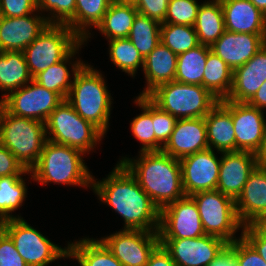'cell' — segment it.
Wrapping results in <instances>:
<instances>
[{
  "mask_svg": "<svg viewBox=\"0 0 266 266\" xmlns=\"http://www.w3.org/2000/svg\"><path fill=\"white\" fill-rule=\"evenodd\" d=\"M266 44V34L225 31L211 45V51L234 71L248 62Z\"/></svg>",
  "mask_w": 266,
  "mask_h": 266,
  "instance_id": "obj_19",
  "label": "cell"
},
{
  "mask_svg": "<svg viewBox=\"0 0 266 266\" xmlns=\"http://www.w3.org/2000/svg\"><path fill=\"white\" fill-rule=\"evenodd\" d=\"M123 266H145L160 244L158 232L122 229L100 239Z\"/></svg>",
  "mask_w": 266,
  "mask_h": 266,
  "instance_id": "obj_13",
  "label": "cell"
},
{
  "mask_svg": "<svg viewBox=\"0 0 266 266\" xmlns=\"http://www.w3.org/2000/svg\"><path fill=\"white\" fill-rule=\"evenodd\" d=\"M161 43L177 55L200 45L193 26L169 23H161Z\"/></svg>",
  "mask_w": 266,
  "mask_h": 266,
  "instance_id": "obj_38",
  "label": "cell"
},
{
  "mask_svg": "<svg viewBox=\"0 0 266 266\" xmlns=\"http://www.w3.org/2000/svg\"><path fill=\"white\" fill-rule=\"evenodd\" d=\"M193 27L199 43L211 47L226 31L220 0L201 3Z\"/></svg>",
  "mask_w": 266,
  "mask_h": 266,
  "instance_id": "obj_26",
  "label": "cell"
},
{
  "mask_svg": "<svg viewBox=\"0 0 266 266\" xmlns=\"http://www.w3.org/2000/svg\"><path fill=\"white\" fill-rule=\"evenodd\" d=\"M138 10L133 2L112 1L96 27L108 40L128 38Z\"/></svg>",
  "mask_w": 266,
  "mask_h": 266,
  "instance_id": "obj_27",
  "label": "cell"
},
{
  "mask_svg": "<svg viewBox=\"0 0 266 266\" xmlns=\"http://www.w3.org/2000/svg\"><path fill=\"white\" fill-rule=\"evenodd\" d=\"M0 266H28L10 236L0 227Z\"/></svg>",
  "mask_w": 266,
  "mask_h": 266,
  "instance_id": "obj_43",
  "label": "cell"
},
{
  "mask_svg": "<svg viewBox=\"0 0 266 266\" xmlns=\"http://www.w3.org/2000/svg\"><path fill=\"white\" fill-rule=\"evenodd\" d=\"M252 225L266 237V214L260 216Z\"/></svg>",
  "mask_w": 266,
  "mask_h": 266,
  "instance_id": "obj_52",
  "label": "cell"
},
{
  "mask_svg": "<svg viewBox=\"0 0 266 266\" xmlns=\"http://www.w3.org/2000/svg\"><path fill=\"white\" fill-rule=\"evenodd\" d=\"M210 149L218 153L236 151V137L231 112L219 101L204 117Z\"/></svg>",
  "mask_w": 266,
  "mask_h": 266,
  "instance_id": "obj_25",
  "label": "cell"
},
{
  "mask_svg": "<svg viewBox=\"0 0 266 266\" xmlns=\"http://www.w3.org/2000/svg\"><path fill=\"white\" fill-rule=\"evenodd\" d=\"M147 97L177 119L205 117L219 102V99L202 85L175 80L159 85Z\"/></svg>",
  "mask_w": 266,
  "mask_h": 266,
  "instance_id": "obj_6",
  "label": "cell"
},
{
  "mask_svg": "<svg viewBox=\"0 0 266 266\" xmlns=\"http://www.w3.org/2000/svg\"><path fill=\"white\" fill-rule=\"evenodd\" d=\"M196 203L204 232L223 239L228 244L237 240L235 233L243 228L235 200L217 189L198 192L190 196Z\"/></svg>",
  "mask_w": 266,
  "mask_h": 266,
  "instance_id": "obj_8",
  "label": "cell"
},
{
  "mask_svg": "<svg viewBox=\"0 0 266 266\" xmlns=\"http://www.w3.org/2000/svg\"><path fill=\"white\" fill-rule=\"evenodd\" d=\"M96 180L92 177L93 192L122 216L124 229L158 232L160 209L122 163L107 178Z\"/></svg>",
  "mask_w": 266,
  "mask_h": 266,
  "instance_id": "obj_1",
  "label": "cell"
},
{
  "mask_svg": "<svg viewBox=\"0 0 266 266\" xmlns=\"http://www.w3.org/2000/svg\"><path fill=\"white\" fill-rule=\"evenodd\" d=\"M3 108H4L3 99H0V116H1V112H2Z\"/></svg>",
  "mask_w": 266,
  "mask_h": 266,
  "instance_id": "obj_54",
  "label": "cell"
},
{
  "mask_svg": "<svg viewBox=\"0 0 266 266\" xmlns=\"http://www.w3.org/2000/svg\"><path fill=\"white\" fill-rule=\"evenodd\" d=\"M68 257L76 259L80 266H123L99 239L83 238L68 243Z\"/></svg>",
  "mask_w": 266,
  "mask_h": 266,
  "instance_id": "obj_29",
  "label": "cell"
},
{
  "mask_svg": "<svg viewBox=\"0 0 266 266\" xmlns=\"http://www.w3.org/2000/svg\"><path fill=\"white\" fill-rule=\"evenodd\" d=\"M109 58L118 69L135 77L138 67L143 68L144 58L128 38L108 40Z\"/></svg>",
  "mask_w": 266,
  "mask_h": 266,
  "instance_id": "obj_37",
  "label": "cell"
},
{
  "mask_svg": "<svg viewBox=\"0 0 266 266\" xmlns=\"http://www.w3.org/2000/svg\"><path fill=\"white\" fill-rule=\"evenodd\" d=\"M118 163L137 179L159 209L186 196L180 161L163 151L139 152L138 158L125 156Z\"/></svg>",
  "mask_w": 266,
  "mask_h": 266,
  "instance_id": "obj_2",
  "label": "cell"
},
{
  "mask_svg": "<svg viewBox=\"0 0 266 266\" xmlns=\"http://www.w3.org/2000/svg\"><path fill=\"white\" fill-rule=\"evenodd\" d=\"M30 173L0 141V177L23 176Z\"/></svg>",
  "mask_w": 266,
  "mask_h": 266,
  "instance_id": "obj_46",
  "label": "cell"
},
{
  "mask_svg": "<svg viewBox=\"0 0 266 266\" xmlns=\"http://www.w3.org/2000/svg\"><path fill=\"white\" fill-rule=\"evenodd\" d=\"M220 2L227 31L266 34V16L250 0H220Z\"/></svg>",
  "mask_w": 266,
  "mask_h": 266,
  "instance_id": "obj_23",
  "label": "cell"
},
{
  "mask_svg": "<svg viewBox=\"0 0 266 266\" xmlns=\"http://www.w3.org/2000/svg\"><path fill=\"white\" fill-rule=\"evenodd\" d=\"M0 227L13 240L16 250L28 266H47L61 258H68V247L61 248L30 226L23 218L0 222Z\"/></svg>",
  "mask_w": 266,
  "mask_h": 266,
  "instance_id": "obj_10",
  "label": "cell"
},
{
  "mask_svg": "<svg viewBox=\"0 0 266 266\" xmlns=\"http://www.w3.org/2000/svg\"><path fill=\"white\" fill-rule=\"evenodd\" d=\"M112 1H118V2H133L134 0H112Z\"/></svg>",
  "mask_w": 266,
  "mask_h": 266,
  "instance_id": "obj_55",
  "label": "cell"
},
{
  "mask_svg": "<svg viewBox=\"0 0 266 266\" xmlns=\"http://www.w3.org/2000/svg\"><path fill=\"white\" fill-rule=\"evenodd\" d=\"M209 148L204 117L177 119L162 151L178 160Z\"/></svg>",
  "mask_w": 266,
  "mask_h": 266,
  "instance_id": "obj_20",
  "label": "cell"
},
{
  "mask_svg": "<svg viewBox=\"0 0 266 266\" xmlns=\"http://www.w3.org/2000/svg\"><path fill=\"white\" fill-rule=\"evenodd\" d=\"M40 14L0 16V52H23L50 25L47 18Z\"/></svg>",
  "mask_w": 266,
  "mask_h": 266,
  "instance_id": "obj_17",
  "label": "cell"
},
{
  "mask_svg": "<svg viewBox=\"0 0 266 266\" xmlns=\"http://www.w3.org/2000/svg\"><path fill=\"white\" fill-rule=\"evenodd\" d=\"M247 103L261 110L266 108V81Z\"/></svg>",
  "mask_w": 266,
  "mask_h": 266,
  "instance_id": "obj_50",
  "label": "cell"
},
{
  "mask_svg": "<svg viewBox=\"0 0 266 266\" xmlns=\"http://www.w3.org/2000/svg\"><path fill=\"white\" fill-rule=\"evenodd\" d=\"M241 236L266 262V237L263 236L252 224L245 225L242 228Z\"/></svg>",
  "mask_w": 266,
  "mask_h": 266,
  "instance_id": "obj_47",
  "label": "cell"
},
{
  "mask_svg": "<svg viewBox=\"0 0 266 266\" xmlns=\"http://www.w3.org/2000/svg\"><path fill=\"white\" fill-rule=\"evenodd\" d=\"M266 16V0H250Z\"/></svg>",
  "mask_w": 266,
  "mask_h": 266,
  "instance_id": "obj_53",
  "label": "cell"
},
{
  "mask_svg": "<svg viewBox=\"0 0 266 266\" xmlns=\"http://www.w3.org/2000/svg\"><path fill=\"white\" fill-rule=\"evenodd\" d=\"M83 44H85L84 41H82L65 59L35 75L33 80L47 90L58 93L66 100L73 82L70 79L71 74L67 64H72L70 60L78 53L79 48L81 49Z\"/></svg>",
  "mask_w": 266,
  "mask_h": 266,
  "instance_id": "obj_33",
  "label": "cell"
},
{
  "mask_svg": "<svg viewBox=\"0 0 266 266\" xmlns=\"http://www.w3.org/2000/svg\"><path fill=\"white\" fill-rule=\"evenodd\" d=\"M152 121L155 132V151H162L171 137L177 118L152 102Z\"/></svg>",
  "mask_w": 266,
  "mask_h": 266,
  "instance_id": "obj_41",
  "label": "cell"
},
{
  "mask_svg": "<svg viewBox=\"0 0 266 266\" xmlns=\"http://www.w3.org/2000/svg\"><path fill=\"white\" fill-rule=\"evenodd\" d=\"M177 56V54L160 42L144 58L143 72L147 81V87L138 96H147L159 85L175 80Z\"/></svg>",
  "mask_w": 266,
  "mask_h": 266,
  "instance_id": "obj_24",
  "label": "cell"
},
{
  "mask_svg": "<svg viewBox=\"0 0 266 266\" xmlns=\"http://www.w3.org/2000/svg\"><path fill=\"white\" fill-rule=\"evenodd\" d=\"M81 42L67 25L50 24L23 50L30 75L65 59Z\"/></svg>",
  "mask_w": 266,
  "mask_h": 266,
  "instance_id": "obj_9",
  "label": "cell"
},
{
  "mask_svg": "<svg viewBox=\"0 0 266 266\" xmlns=\"http://www.w3.org/2000/svg\"><path fill=\"white\" fill-rule=\"evenodd\" d=\"M266 81V44L243 66L233 71L232 87L224 100L248 102Z\"/></svg>",
  "mask_w": 266,
  "mask_h": 266,
  "instance_id": "obj_21",
  "label": "cell"
},
{
  "mask_svg": "<svg viewBox=\"0 0 266 266\" xmlns=\"http://www.w3.org/2000/svg\"><path fill=\"white\" fill-rule=\"evenodd\" d=\"M208 266H238L232 250L227 247Z\"/></svg>",
  "mask_w": 266,
  "mask_h": 266,
  "instance_id": "obj_49",
  "label": "cell"
},
{
  "mask_svg": "<svg viewBox=\"0 0 266 266\" xmlns=\"http://www.w3.org/2000/svg\"><path fill=\"white\" fill-rule=\"evenodd\" d=\"M2 99L9 113L44 123L64 100L58 93L47 90L34 80Z\"/></svg>",
  "mask_w": 266,
  "mask_h": 266,
  "instance_id": "obj_11",
  "label": "cell"
},
{
  "mask_svg": "<svg viewBox=\"0 0 266 266\" xmlns=\"http://www.w3.org/2000/svg\"><path fill=\"white\" fill-rule=\"evenodd\" d=\"M128 39L145 58L161 42V23L137 13Z\"/></svg>",
  "mask_w": 266,
  "mask_h": 266,
  "instance_id": "obj_34",
  "label": "cell"
},
{
  "mask_svg": "<svg viewBox=\"0 0 266 266\" xmlns=\"http://www.w3.org/2000/svg\"><path fill=\"white\" fill-rule=\"evenodd\" d=\"M205 234L197 205L190 196L160 209L159 239L198 238Z\"/></svg>",
  "mask_w": 266,
  "mask_h": 266,
  "instance_id": "obj_12",
  "label": "cell"
},
{
  "mask_svg": "<svg viewBox=\"0 0 266 266\" xmlns=\"http://www.w3.org/2000/svg\"><path fill=\"white\" fill-rule=\"evenodd\" d=\"M235 205L237 216L244 226L266 214V168L255 167Z\"/></svg>",
  "mask_w": 266,
  "mask_h": 266,
  "instance_id": "obj_22",
  "label": "cell"
},
{
  "mask_svg": "<svg viewBox=\"0 0 266 266\" xmlns=\"http://www.w3.org/2000/svg\"><path fill=\"white\" fill-rule=\"evenodd\" d=\"M199 6L196 0H169L163 23L193 26Z\"/></svg>",
  "mask_w": 266,
  "mask_h": 266,
  "instance_id": "obj_39",
  "label": "cell"
},
{
  "mask_svg": "<svg viewBox=\"0 0 266 266\" xmlns=\"http://www.w3.org/2000/svg\"><path fill=\"white\" fill-rule=\"evenodd\" d=\"M112 0H76L75 15L66 24L82 41L90 38L89 28L102 22Z\"/></svg>",
  "mask_w": 266,
  "mask_h": 266,
  "instance_id": "obj_30",
  "label": "cell"
},
{
  "mask_svg": "<svg viewBox=\"0 0 266 266\" xmlns=\"http://www.w3.org/2000/svg\"><path fill=\"white\" fill-rule=\"evenodd\" d=\"M45 123L9 113L3 108L0 116V141L26 170L39 160L47 141Z\"/></svg>",
  "mask_w": 266,
  "mask_h": 266,
  "instance_id": "obj_5",
  "label": "cell"
},
{
  "mask_svg": "<svg viewBox=\"0 0 266 266\" xmlns=\"http://www.w3.org/2000/svg\"><path fill=\"white\" fill-rule=\"evenodd\" d=\"M232 115L236 137V151L256 154L266 133L264 110L249 105L247 102L219 100Z\"/></svg>",
  "mask_w": 266,
  "mask_h": 266,
  "instance_id": "obj_14",
  "label": "cell"
},
{
  "mask_svg": "<svg viewBox=\"0 0 266 266\" xmlns=\"http://www.w3.org/2000/svg\"><path fill=\"white\" fill-rule=\"evenodd\" d=\"M26 187L25 179L23 180L22 176L0 177V222L12 218H22L19 215L13 216L12 212L23 206V201L27 196Z\"/></svg>",
  "mask_w": 266,
  "mask_h": 266,
  "instance_id": "obj_35",
  "label": "cell"
},
{
  "mask_svg": "<svg viewBox=\"0 0 266 266\" xmlns=\"http://www.w3.org/2000/svg\"><path fill=\"white\" fill-rule=\"evenodd\" d=\"M85 154L66 145L46 141L36 165L30 170L33 181L92 187V177L83 160Z\"/></svg>",
  "mask_w": 266,
  "mask_h": 266,
  "instance_id": "obj_4",
  "label": "cell"
},
{
  "mask_svg": "<svg viewBox=\"0 0 266 266\" xmlns=\"http://www.w3.org/2000/svg\"><path fill=\"white\" fill-rule=\"evenodd\" d=\"M37 13V0H0V16L20 17Z\"/></svg>",
  "mask_w": 266,
  "mask_h": 266,
  "instance_id": "obj_44",
  "label": "cell"
},
{
  "mask_svg": "<svg viewBox=\"0 0 266 266\" xmlns=\"http://www.w3.org/2000/svg\"><path fill=\"white\" fill-rule=\"evenodd\" d=\"M73 82L67 102L86 121L92 123L104 135L109 127L112 97L101 72L76 60L72 64Z\"/></svg>",
  "mask_w": 266,
  "mask_h": 266,
  "instance_id": "obj_3",
  "label": "cell"
},
{
  "mask_svg": "<svg viewBox=\"0 0 266 266\" xmlns=\"http://www.w3.org/2000/svg\"><path fill=\"white\" fill-rule=\"evenodd\" d=\"M145 266H177L172 260L170 253L159 244L151 253Z\"/></svg>",
  "mask_w": 266,
  "mask_h": 266,
  "instance_id": "obj_48",
  "label": "cell"
},
{
  "mask_svg": "<svg viewBox=\"0 0 266 266\" xmlns=\"http://www.w3.org/2000/svg\"><path fill=\"white\" fill-rule=\"evenodd\" d=\"M217 190L236 200L257 166L256 154L247 151L221 153Z\"/></svg>",
  "mask_w": 266,
  "mask_h": 266,
  "instance_id": "obj_18",
  "label": "cell"
},
{
  "mask_svg": "<svg viewBox=\"0 0 266 266\" xmlns=\"http://www.w3.org/2000/svg\"><path fill=\"white\" fill-rule=\"evenodd\" d=\"M257 166L266 168V133L259 151L256 153Z\"/></svg>",
  "mask_w": 266,
  "mask_h": 266,
  "instance_id": "obj_51",
  "label": "cell"
},
{
  "mask_svg": "<svg viewBox=\"0 0 266 266\" xmlns=\"http://www.w3.org/2000/svg\"><path fill=\"white\" fill-rule=\"evenodd\" d=\"M138 13L163 23L168 9L169 0H134Z\"/></svg>",
  "mask_w": 266,
  "mask_h": 266,
  "instance_id": "obj_45",
  "label": "cell"
},
{
  "mask_svg": "<svg viewBox=\"0 0 266 266\" xmlns=\"http://www.w3.org/2000/svg\"><path fill=\"white\" fill-rule=\"evenodd\" d=\"M45 128L48 141L70 146L84 154H89L104 138V134L83 119L67 100H63L49 115Z\"/></svg>",
  "mask_w": 266,
  "mask_h": 266,
  "instance_id": "obj_7",
  "label": "cell"
},
{
  "mask_svg": "<svg viewBox=\"0 0 266 266\" xmlns=\"http://www.w3.org/2000/svg\"><path fill=\"white\" fill-rule=\"evenodd\" d=\"M32 80L23 52H0V90L6 91L3 98Z\"/></svg>",
  "mask_w": 266,
  "mask_h": 266,
  "instance_id": "obj_28",
  "label": "cell"
},
{
  "mask_svg": "<svg viewBox=\"0 0 266 266\" xmlns=\"http://www.w3.org/2000/svg\"><path fill=\"white\" fill-rule=\"evenodd\" d=\"M142 113L136 116L130 123L132 135L142 143L140 152L155 151V132L152 121V101L147 96H138L134 100Z\"/></svg>",
  "mask_w": 266,
  "mask_h": 266,
  "instance_id": "obj_36",
  "label": "cell"
},
{
  "mask_svg": "<svg viewBox=\"0 0 266 266\" xmlns=\"http://www.w3.org/2000/svg\"><path fill=\"white\" fill-rule=\"evenodd\" d=\"M182 185L186 196L217 189L221 157L213 149H206L179 160Z\"/></svg>",
  "mask_w": 266,
  "mask_h": 266,
  "instance_id": "obj_16",
  "label": "cell"
},
{
  "mask_svg": "<svg viewBox=\"0 0 266 266\" xmlns=\"http://www.w3.org/2000/svg\"><path fill=\"white\" fill-rule=\"evenodd\" d=\"M75 6L76 0H37L39 13L49 11L47 20L56 25H66L75 15Z\"/></svg>",
  "mask_w": 266,
  "mask_h": 266,
  "instance_id": "obj_40",
  "label": "cell"
},
{
  "mask_svg": "<svg viewBox=\"0 0 266 266\" xmlns=\"http://www.w3.org/2000/svg\"><path fill=\"white\" fill-rule=\"evenodd\" d=\"M211 48L198 45L187 52L178 54L175 81L203 86V75L208 53Z\"/></svg>",
  "mask_w": 266,
  "mask_h": 266,
  "instance_id": "obj_31",
  "label": "cell"
},
{
  "mask_svg": "<svg viewBox=\"0 0 266 266\" xmlns=\"http://www.w3.org/2000/svg\"><path fill=\"white\" fill-rule=\"evenodd\" d=\"M233 71L219 56L210 51L203 75V87L219 100L226 99L232 87Z\"/></svg>",
  "mask_w": 266,
  "mask_h": 266,
  "instance_id": "obj_32",
  "label": "cell"
},
{
  "mask_svg": "<svg viewBox=\"0 0 266 266\" xmlns=\"http://www.w3.org/2000/svg\"><path fill=\"white\" fill-rule=\"evenodd\" d=\"M228 247L232 250L238 266H266L264 259L242 236L228 244Z\"/></svg>",
  "mask_w": 266,
  "mask_h": 266,
  "instance_id": "obj_42",
  "label": "cell"
},
{
  "mask_svg": "<svg viewBox=\"0 0 266 266\" xmlns=\"http://www.w3.org/2000/svg\"><path fill=\"white\" fill-rule=\"evenodd\" d=\"M177 266H208L227 247L221 238L203 235L198 238L159 239Z\"/></svg>",
  "mask_w": 266,
  "mask_h": 266,
  "instance_id": "obj_15",
  "label": "cell"
}]
</instances>
